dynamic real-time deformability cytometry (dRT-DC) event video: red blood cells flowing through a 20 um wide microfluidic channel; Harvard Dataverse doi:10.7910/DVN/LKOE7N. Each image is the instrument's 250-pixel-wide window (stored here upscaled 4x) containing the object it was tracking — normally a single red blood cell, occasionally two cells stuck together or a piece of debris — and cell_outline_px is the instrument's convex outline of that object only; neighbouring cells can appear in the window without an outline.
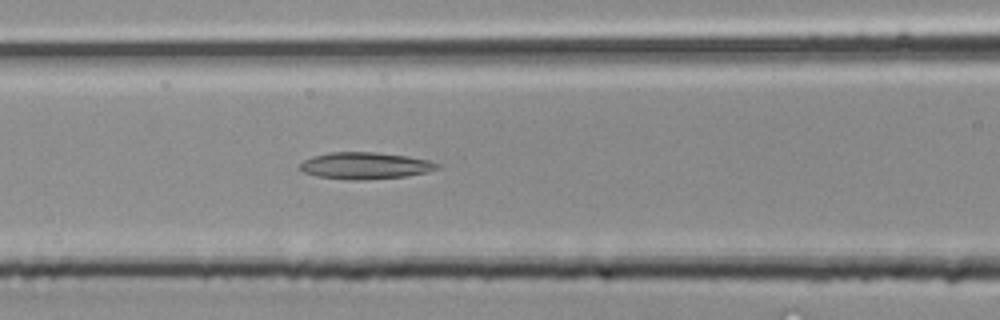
{"species": "common noctule bat (a hibernating species)", "species_latin": "Nyctalus noctula", "temperature_condition": "room temperature", "stored_images_in_passage": 34, "camera_frame_rate_fps": 3000, "um_per_image_px": 0.085, "animal": {"sex": "male", "body_mass_g": 20.4}, "frame": {"image": 1, "passage_image": 14, "time_ms": 4.333, "image_size_px": [1000, 320], "cell_outline_px": [[440, 168], [428, 172], [404, 176], [360, 180], [352, 180], [316, 176], [304, 172], [300, 168], [300, 164], [304, 160], [312, 156], [328, 152], [376, 152], [408, 156], [428, 160], [440, 164]], "centroid_in_image_um": [31.05, 14.07], "position_along_channel_um": 135.6, "area_um2": 21.39}}
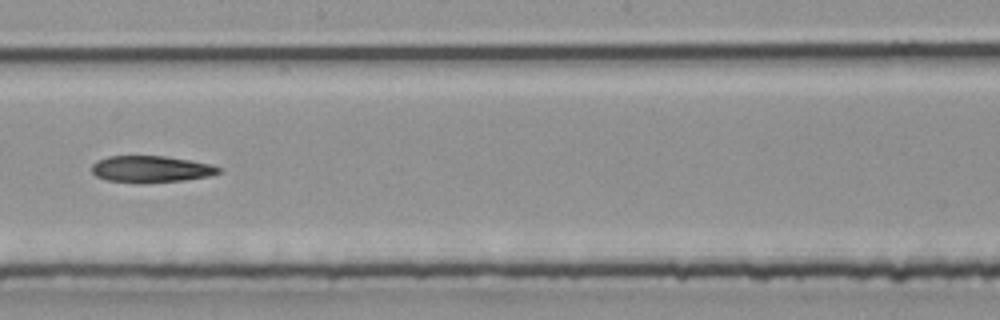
{"frame": {"image": 2, "passage_image": 19, "time_ms": 6.0, "image_size_px": [1000, 320], "cell_outline_px": [[224, 172], [208, 176], [184, 180], [144, 184], [104, 180], [96, 176], [92, 172], [92, 164], [96, 160], [108, 156], [164, 156], [212, 164], [224, 168]], "centroid_in_image_um": [12.85, 14.39], "position_along_channel_um": 235.4, "area_um2": 20.11}}
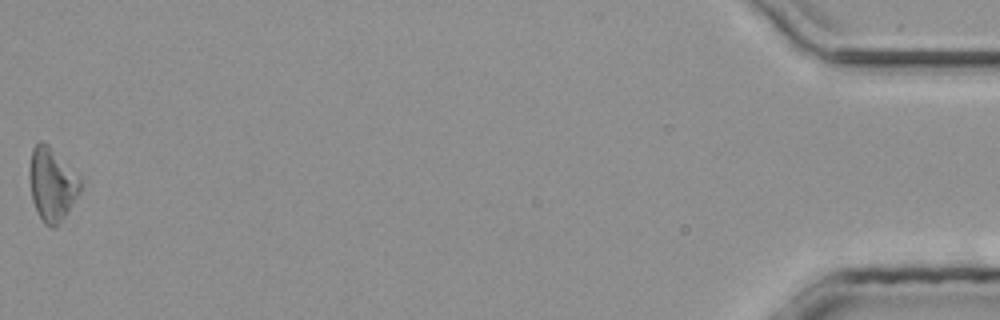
{"frame": {"image": 3, "passage_image": 34, "time_ms": 11.0, "image_size_px": [1000, 320], "cell_outline_px": [[84, 184], [80, 192], [64, 216], [52, 228], [44, 224], [32, 200], [32, 148], [40, 140], [48, 144], [84, 180]], "centroid_in_image_um": [4.5, 15.65], "position_along_channel_um": 430.7, "area_um2": 21.04}}